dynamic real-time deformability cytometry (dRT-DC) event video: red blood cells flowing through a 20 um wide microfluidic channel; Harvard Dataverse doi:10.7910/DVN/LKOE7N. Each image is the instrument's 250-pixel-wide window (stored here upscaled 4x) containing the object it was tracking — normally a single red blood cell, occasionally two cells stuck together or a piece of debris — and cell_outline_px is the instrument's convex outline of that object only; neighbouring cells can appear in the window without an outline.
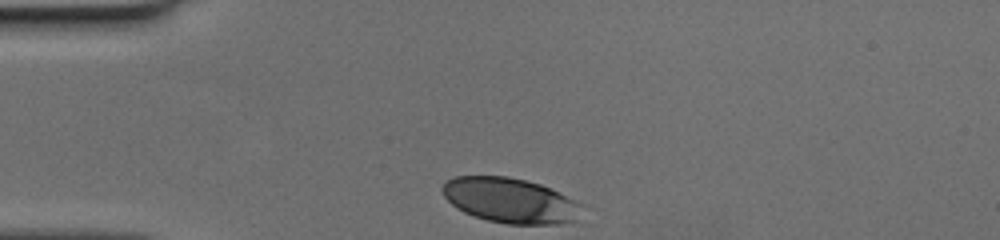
{"species": "human", "species_latin": "Homo sapiens", "temperature_condition": "cold", "stored_images_in_passage": 28, "camera_frame_rate_fps": 3000, "um_per_image_px": 0.085, "donor": {"sex": "female"}, "frame": {"image": 1, "passage_image": 1, "time_ms": 0.0, "image_size_px": [1000, 240], "cell_outline_px": [[572, 220], [556, 224], [508, 224], [488, 220], [472, 216], [456, 208], [444, 196], [440, 188], [444, 180], [456, 176], [508, 176], [540, 184], [572, 200]], "centroid_in_image_um": [43.11, 17.01], "position_along_channel_um": 41.9, "area_um2": 35.32}}
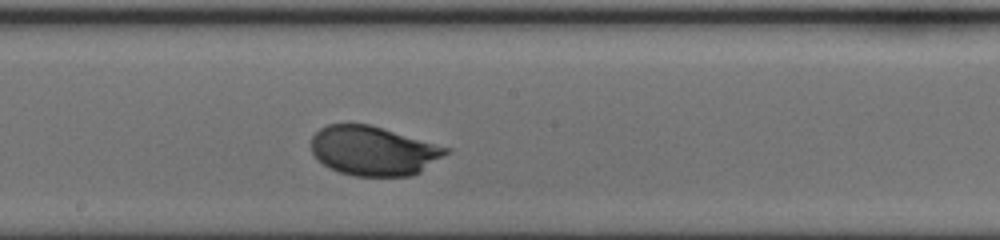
{"frame": {"image": 2, "passage_image": 16, "time_ms": 5.0, "image_size_px": [1000, 240], "cell_outline_px": [[452, 148], [448, 152], [420, 172], [412, 176], [352, 176], [328, 168], [312, 152], [312, 136], [320, 128], [328, 124], [368, 124], [384, 128]], "centroid_in_image_um": [31.75, 12.82], "position_along_channel_um": 216.5, "area_um2": 38.67}}
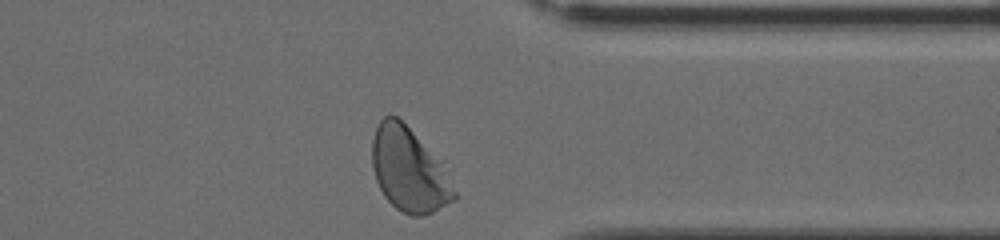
{"frame": {"image": 3, "passage_image": 28, "time_ms": 9.0, "image_size_px": [1000, 240], "cell_outline_px": [[456, 200], [424, 216], [412, 216], [396, 208], [384, 196], [376, 180], [372, 164], [372, 140], [376, 128], [380, 120], [384, 116], [396, 116], [412, 132], [440, 168], [456, 192]], "centroid_in_image_um": [34.67, 14.49], "position_along_channel_um": 376.7, "area_um2": 38.26}}